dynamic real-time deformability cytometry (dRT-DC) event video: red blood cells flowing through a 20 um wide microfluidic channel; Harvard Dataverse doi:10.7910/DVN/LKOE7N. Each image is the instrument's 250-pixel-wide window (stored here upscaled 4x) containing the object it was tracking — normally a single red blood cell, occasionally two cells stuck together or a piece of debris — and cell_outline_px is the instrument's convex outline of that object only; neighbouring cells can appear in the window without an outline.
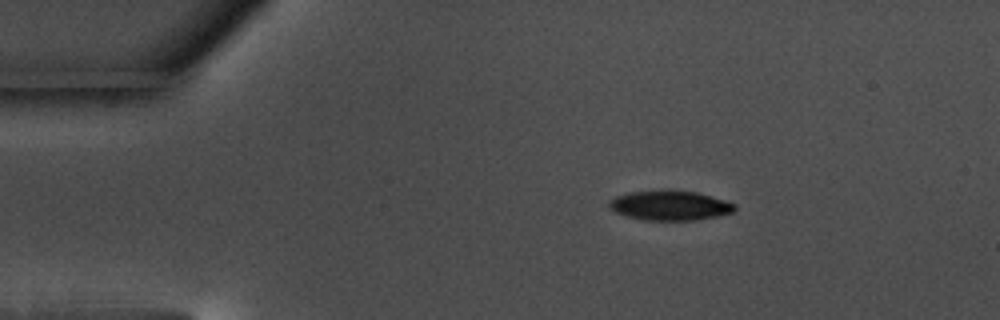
{"species": "common noctule bat (a hibernating species)", "species_latin": "Nyctalus noctula", "temperature_condition": "warm", "stored_images_in_passage": 49, "camera_frame_rate_fps": 3000, "um_per_image_px": 0.085, "animal": {"sex": "male", "body_mass_g": 17.5, "forearm_length_mm": 52.3}, "frame": {"image": 1, "passage_image": 1, "time_ms": 0.0, "image_size_px": [1000, 320], "cell_outline_px": [[736, 208], [732, 212], [716, 216], [692, 220], [644, 220], [624, 216], [608, 208], [608, 200], [616, 196], [632, 192], [668, 188], [696, 192], [724, 200], [736, 204]], "centroid_in_image_um": [56.89, 17.44], "position_along_channel_um": 28.1, "area_um2": 22.02}}
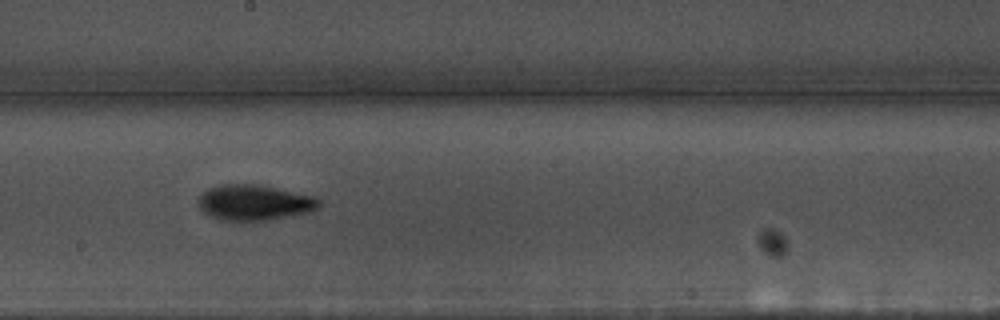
{"frame": {"image": 2, "passage_image": 23, "time_ms": 7.333, "image_size_px": [1000, 320], "cell_outline_px": [[320, 204], [316, 208], [308, 212], [268, 220], [244, 224], [220, 220], [204, 212], [200, 208], [196, 200], [208, 188], [220, 184], [256, 184], [312, 196], [320, 200]], "centroid_in_image_um": [21.54, 17.25], "position_along_channel_um": 226.7, "area_um2": 25.32}}
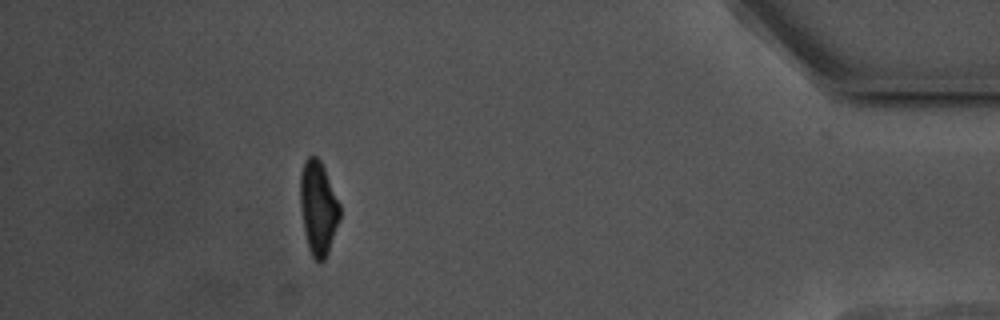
{"frame": {"image": 3, "passage_image": 43, "time_ms": 14.0, "image_size_px": [1000, 320], "cell_outline_px": [[340, 220], [328, 252], [324, 260], [316, 260], [312, 256], [308, 248], [304, 232], [300, 208], [300, 172], [304, 160], [308, 156], [316, 156], [320, 160], [324, 168], [340, 204]], "centroid_in_image_um": [27.04, 17.65], "position_along_channel_um": 408.2, "area_um2": 21.73}, "authors_computed_cell_mechanics": {"area_um2": 22.4842, "velocity_mm_per_s": 3.5343, "shape_relaxation_time_tau1_ms": 2.4614, "shape_relaxation_time_tau2_ms": 6.6287, "deformation_change_tau1": 0.1346, "deformation_change_tau2": 0.1489}}